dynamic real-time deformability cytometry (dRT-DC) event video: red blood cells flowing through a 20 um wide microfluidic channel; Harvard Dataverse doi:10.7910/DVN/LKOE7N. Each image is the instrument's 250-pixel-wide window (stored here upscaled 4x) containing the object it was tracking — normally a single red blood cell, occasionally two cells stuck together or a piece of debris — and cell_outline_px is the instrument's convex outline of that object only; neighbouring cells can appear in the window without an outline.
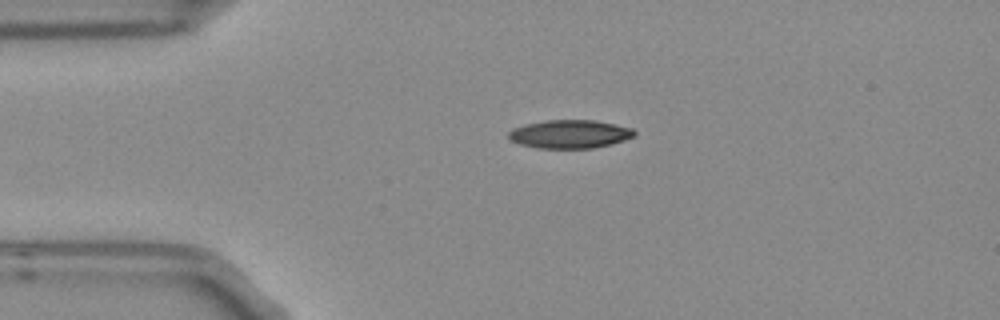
{"species": "Egyptian fruit bat (a non-hibernating species)", "species_latin": "Rousettus aegyptiacus", "temperature_condition": "room temperature", "stored_images_in_passage": 3, "camera_frame_rate_fps": 3000, "um_per_image_px": 0.085, "frame": {"image": 1, "passage_image": 3, "time_ms": 0.667, "image_size_px": [1000, 320], "cell_outline_px": [[636, 136], [612, 144], [592, 148], [536, 148], [520, 144], [512, 140], [508, 136], [508, 132], [512, 128], [524, 124], [544, 120], [596, 120], [632, 128], [636, 132]], "centroid_in_image_um": [48.43, 11.39], "position_along_channel_um": 36.6, "area_um2": 20.92}}